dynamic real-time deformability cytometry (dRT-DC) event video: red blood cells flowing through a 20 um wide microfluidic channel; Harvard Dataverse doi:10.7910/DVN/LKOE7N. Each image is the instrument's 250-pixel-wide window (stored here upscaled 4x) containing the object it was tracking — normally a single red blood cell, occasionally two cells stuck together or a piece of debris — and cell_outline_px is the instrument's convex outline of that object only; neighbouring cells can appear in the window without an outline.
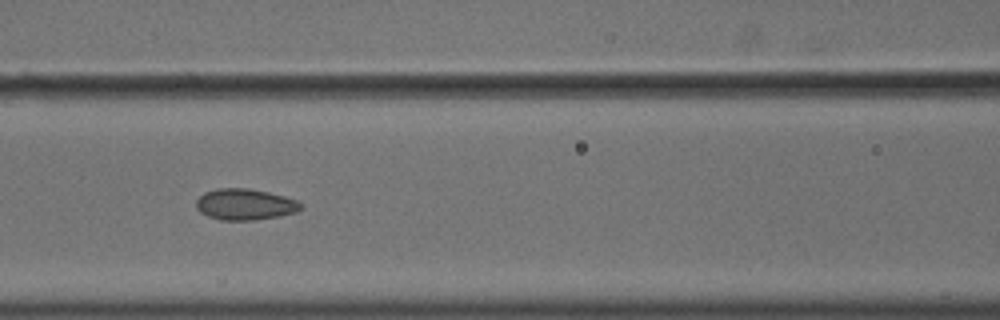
{"species": "common noctule bat (a hibernating species)", "species_latin": "Nyctalus noctula", "temperature_condition": "cold", "stored_images_in_passage": 32, "camera_frame_rate_fps": 3000, "um_per_image_px": 0.085, "animal": {"sex": "male", "body_mass_g": 18.8}, "frame": {"image": 1, "passage_image": 26, "time_ms": 8.333, "image_size_px": [1000, 320], "cell_outline_px": [[304, 208], [296, 212], [256, 220], [220, 220], [208, 216], [200, 212], [196, 208], [196, 200], [204, 192], [216, 188], [248, 188], [268, 192], [284, 196], [296, 200], [304, 204]], "centroid_in_image_um": [20.82, 17.37], "position_along_channel_um": 145.8, "area_um2": 19.13}}
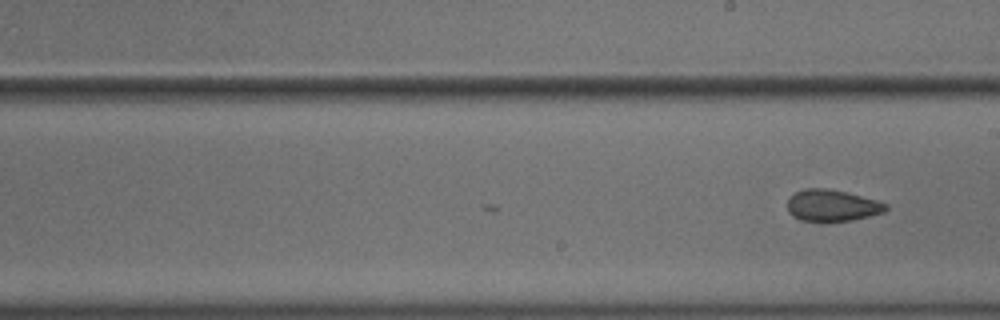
{"frame": {"image": 2, "passage_image": 32, "time_ms": 10.333, "image_size_px": [1000, 320], "cell_outline_px": [[888, 208], [884, 212], [852, 220], [824, 224], [820, 224], [800, 220], [792, 216], [788, 212], [788, 196], [804, 188], [828, 188], [848, 192], [876, 200], [888, 204]], "centroid_in_image_um": [70.69, 17.5], "position_along_channel_um": 218.3, "area_um2": 18.84}}